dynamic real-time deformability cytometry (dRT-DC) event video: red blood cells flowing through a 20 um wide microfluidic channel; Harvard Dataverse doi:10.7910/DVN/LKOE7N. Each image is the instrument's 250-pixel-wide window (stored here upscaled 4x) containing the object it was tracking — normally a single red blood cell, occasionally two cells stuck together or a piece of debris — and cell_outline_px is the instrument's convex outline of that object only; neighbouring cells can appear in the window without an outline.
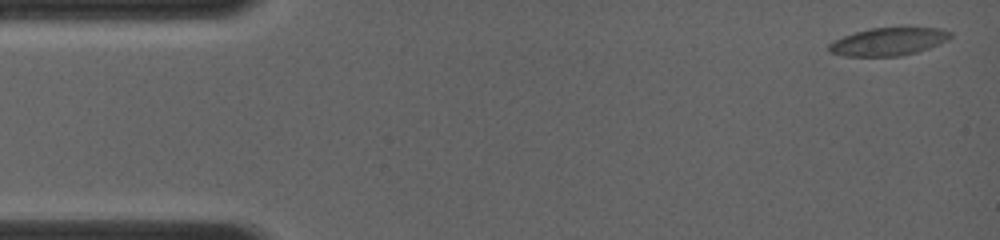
{"species": "common noctule bat (a hibernating species)", "species_latin": "Nyctalus noctula", "temperature_condition": "room temperature", "stored_images_in_passage": 16, "segment_of_instrument_passage": [1, 2], "camera_frame_rate_fps": 4000, "um_per_image_px": 0.085, "animal": {"sex": "female", "body_mass_g": 19.0, "forearm_length_mm": 56.7}, "frame": {"image": 1, "passage_image": 1, "time_ms": 0.0, "image_size_px": [1000, 240], "cell_outline_px": [[952, 36], [948, 40], [928, 48], [916, 52], [900, 56], [844, 56], [828, 52], [828, 44], [844, 36], [856, 32], [872, 28], [904, 24], [908, 24], [940, 28], [952, 32]], "centroid_in_image_um": [75.59, 3.48], "position_along_channel_um": 9.4, "area_um2": 20.58}}
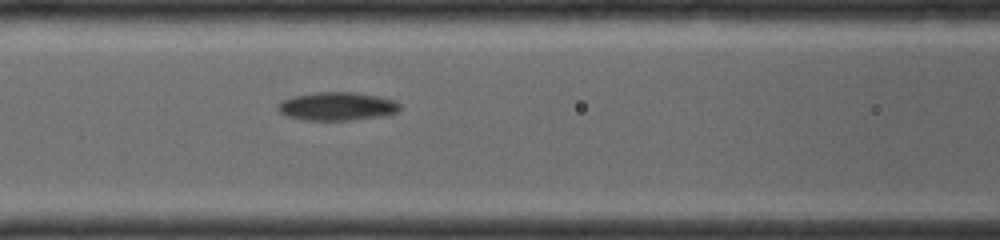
{"frame": {"image": 2, "passage_image": 12, "time_ms": 5.75, "image_size_px": [1000, 240], "cell_outline_px": [[400, 108], [396, 112], [376, 116], [352, 120], [308, 120], [288, 116], [280, 112], [276, 108], [284, 100], [292, 96], [316, 92], [352, 92], [376, 96], [396, 100], [400, 104]], "centroid_in_image_um": [28.64, 9.03], "position_along_channel_um": 138.0, "area_um2": 19.77}}
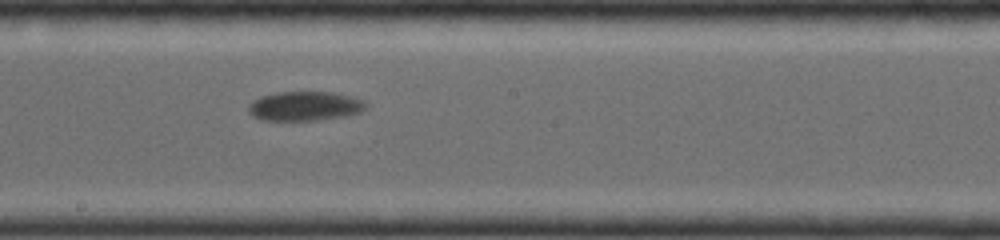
{"frame": {"image": 3, "passage_image": 15, "time_ms": 7.75, "image_size_px": [1000, 240], "cell_outline_px": [[368, 108], [360, 112], [344, 116], [316, 120], [264, 120], [252, 116], [248, 112], [248, 104], [252, 100], [260, 96], [276, 92], [332, 92], [364, 100], [368, 104]], "centroid_in_image_um": [25.89, 9.01], "position_along_channel_um": 222.3, "area_um2": 20.17}}